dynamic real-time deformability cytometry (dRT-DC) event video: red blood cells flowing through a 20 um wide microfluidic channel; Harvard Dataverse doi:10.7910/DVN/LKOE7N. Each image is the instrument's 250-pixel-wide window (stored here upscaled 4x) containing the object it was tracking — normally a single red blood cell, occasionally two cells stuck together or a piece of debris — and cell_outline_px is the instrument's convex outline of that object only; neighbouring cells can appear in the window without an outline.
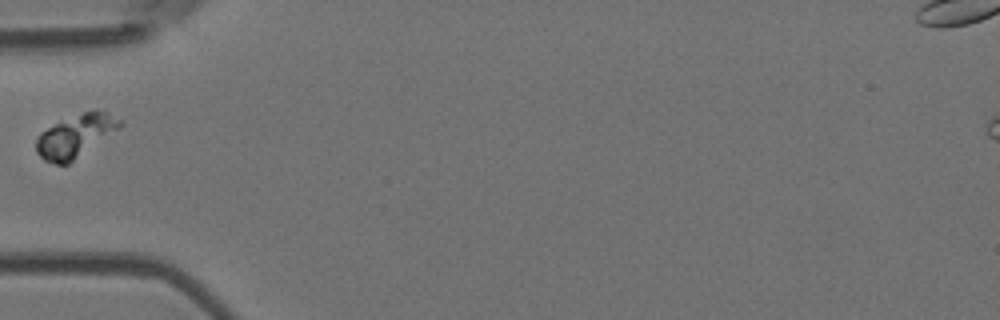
{"species": "Egyptian fruit bat (a non-hibernating species)", "species_latin": "Rousettus aegyptiacus", "temperature_condition": "room temperature", "stored_images_in_passage": 8, "segment_of_instrument_passage": [2, 2], "camera_frame_rate_fps": 3000, "um_per_image_px": 0.085, "animal": {"sex": "female"}, "frame": {"image": 1, "passage_image": 6, "time_ms": 1.667, "image_size_px": [1000, 320], "cell_outline_px": [[124, 124], [120, 128], [68, 164], [56, 164], [44, 160], [36, 152], [36, 140], [40, 132], [56, 124], [84, 112], [96, 108], [108, 112], [124, 120]], "centroid_in_image_um": [6.47, 11.54], "position_along_channel_um": 78.5, "area_um2": 20.69}}
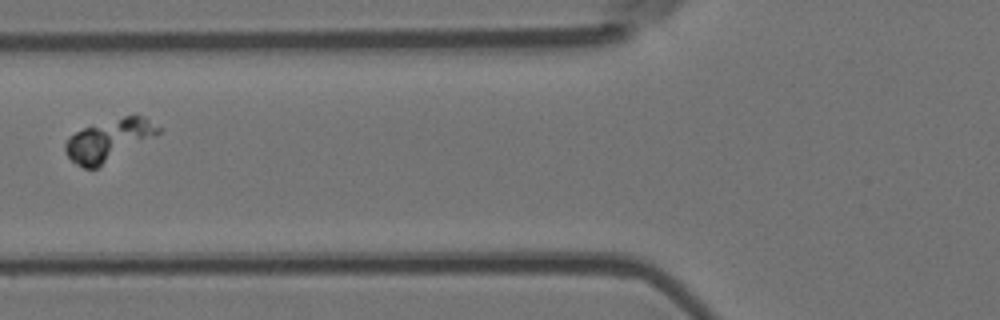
{"frame": {"image": 2, "passage_image": 7, "time_ms": 2.0, "image_size_px": [1000, 320], "cell_outline_px": [[164, 128], [156, 136], [96, 168], [84, 168], [76, 164], [68, 156], [64, 148], [64, 144], [76, 132], [84, 128], [124, 116], [144, 116]], "centroid_in_image_um": [9.31, 11.9], "position_along_channel_um": 116.5, "area_um2": 22.2}}